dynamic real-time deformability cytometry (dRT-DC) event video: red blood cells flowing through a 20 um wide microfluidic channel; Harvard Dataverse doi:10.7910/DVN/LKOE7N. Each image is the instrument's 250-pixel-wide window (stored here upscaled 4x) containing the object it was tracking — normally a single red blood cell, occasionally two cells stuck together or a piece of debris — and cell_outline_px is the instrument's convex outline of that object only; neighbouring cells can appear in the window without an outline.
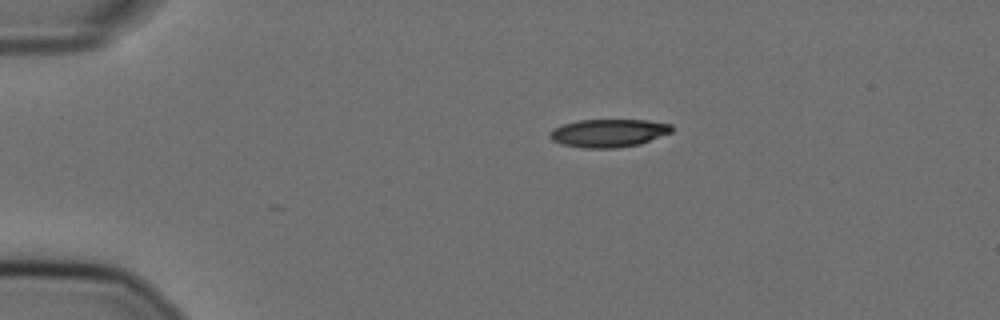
{"species": "Egyptian fruit bat (a non-hibernating species)", "species_latin": "Rousettus aegyptiacus", "temperature_condition": "cold", "stored_images_in_passage": 40, "camera_frame_rate_fps": 3000, "um_per_image_px": 0.085, "animal": {"sex": "female"}, "frame": {"image": 1, "passage_image": 1, "time_ms": 0.0, "image_size_px": [1000, 320], "cell_outline_px": [[672, 132], [640, 144], [616, 148], [584, 148], [560, 144], [552, 140], [548, 136], [556, 128], [564, 124], [576, 120], [648, 120], [672, 124]], "centroid_in_image_um": [51.75, 11.31], "position_along_channel_um": 33.3, "area_um2": 19.88}}
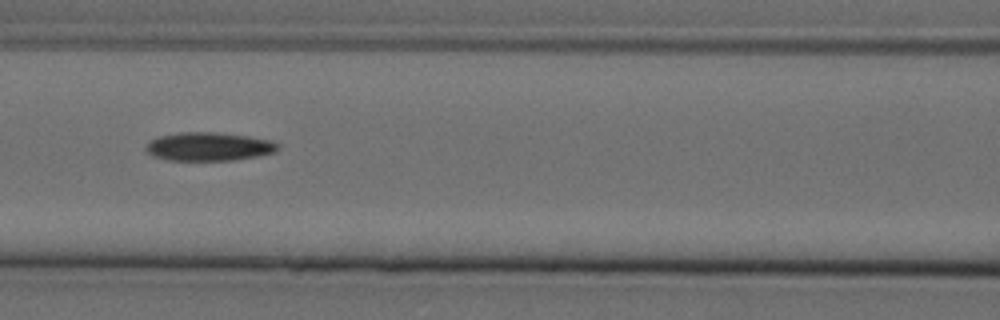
{"frame": {"image": 2, "passage_image": 15, "time_ms": 4.667, "image_size_px": [1000, 320], "cell_outline_px": [[280, 148], [276, 152], [256, 156], [232, 160], [168, 160], [152, 156], [144, 148], [152, 140], [160, 136], [180, 132], [216, 132], [248, 136], [272, 140], [280, 144]], "centroid_in_image_um": [17.79, 12.45], "position_along_channel_um": 148.8, "area_um2": 21.91}}
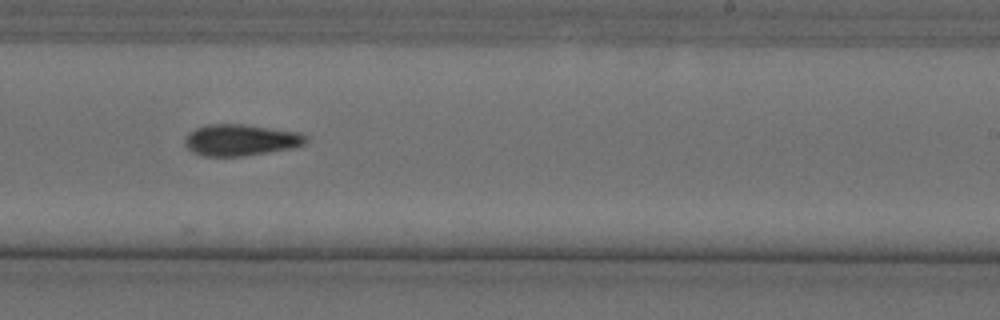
{"frame": {"image": 3, "passage_image": 25, "time_ms": 8.0, "image_size_px": [1000, 320], "cell_outline_px": [[308, 140], [304, 144], [292, 148], [244, 156], [204, 156], [192, 152], [184, 144], [184, 136], [188, 132], [196, 128], [208, 124], [244, 124], [300, 132], [308, 136]], "centroid_in_image_um": [20.45, 11.89], "position_along_channel_um": 268.6, "area_um2": 22.37}, "authors_computed_cell_mechanics": {"area_um2": 21.5883, "velocity_mm_per_s": 3.6025, "shape_relaxation_time_tau1_ms": 4.5354, "shape_relaxation_time_tau2_ms": null, "deformation_change_tau1": 0.1462, "deformation_change_tau2": null}}